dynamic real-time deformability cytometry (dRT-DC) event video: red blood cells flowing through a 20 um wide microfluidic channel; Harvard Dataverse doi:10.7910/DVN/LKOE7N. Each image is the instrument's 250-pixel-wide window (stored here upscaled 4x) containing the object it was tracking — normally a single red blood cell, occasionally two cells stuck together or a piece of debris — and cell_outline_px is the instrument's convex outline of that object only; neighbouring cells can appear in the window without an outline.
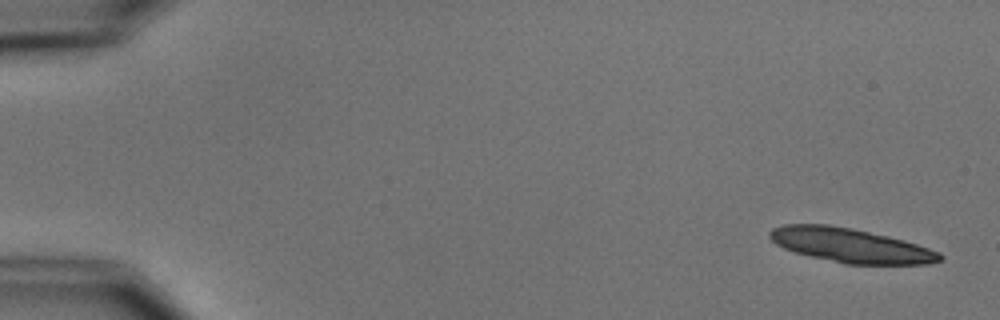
{"species": "common noctule bat (a hibernating species)", "species_latin": "Nyctalus noctula", "temperature_condition": "cold", "stored_images_in_passage": 6, "camera_frame_rate_fps": 3000, "um_per_image_px": 0.085, "animal": {"sex": "male", "body_mass_g": 15.6}, "frame": {"image": 1, "passage_image": 1, "time_ms": 0.0, "image_size_px": [1000, 320], "cell_outline_px": [[944, 256], [940, 260], [928, 264], [844, 264], [796, 252], [784, 248], [776, 244], [768, 236], [768, 232], [772, 228], [784, 224], [828, 224], [852, 228], [888, 236], [904, 240], [940, 252]], "centroid_in_image_um": [72.28, 20.85], "position_along_channel_um": 12.7, "area_um2": 33.81}}
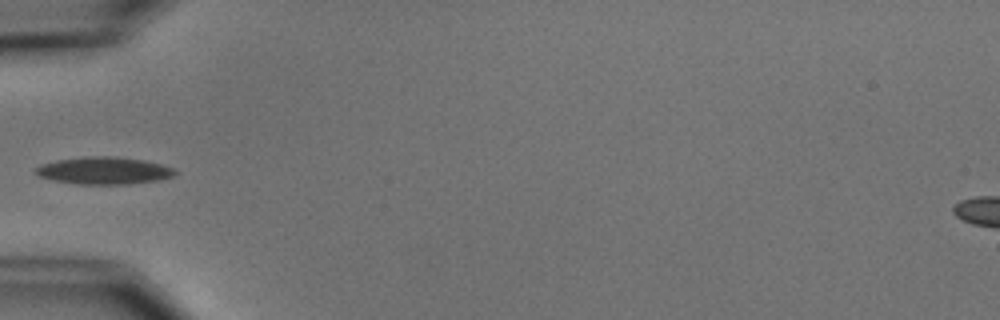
{"frame": {"image": 2, "passage_image": 5, "time_ms": 5.667, "image_size_px": [1000, 320], "cell_outline_px": [[176, 172], [172, 176], [156, 180], [128, 184], [80, 184], [56, 180], [40, 176], [32, 172], [32, 168], [40, 164], [56, 160], [84, 156], [112, 156], [144, 160], [160, 164], [172, 168]], "centroid_in_image_um": [8.75, 14.49], "position_along_channel_um": 76.2, "area_um2": 22.02}}